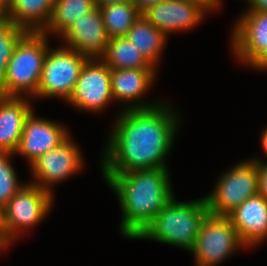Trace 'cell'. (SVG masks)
<instances>
[{"label": "cell", "instance_id": "cell-26", "mask_svg": "<svg viewBox=\"0 0 267 266\" xmlns=\"http://www.w3.org/2000/svg\"><path fill=\"white\" fill-rule=\"evenodd\" d=\"M160 1L163 0H131L141 14Z\"/></svg>", "mask_w": 267, "mask_h": 266}, {"label": "cell", "instance_id": "cell-22", "mask_svg": "<svg viewBox=\"0 0 267 266\" xmlns=\"http://www.w3.org/2000/svg\"><path fill=\"white\" fill-rule=\"evenodd\" d=\"M109 38L125 37L129 29L142 15L131 2L98 6Z\"/></svg>", "mask_w": 267, "mask_h": 266}, {"label": "cell", "instance_id": "cell-29", "mask_svg": "<svg viewBox=\"0 0 267 266\" xmlns=\"http://www.w3.org/2000/svg\"><path fill=\"white\" fill-rule=\"evenodd\" d=\"M203 6L208 12L216 10L220 6V0H190Z\"/></svg>", "mask_w": 267, "mask_h": 266}, {"label": "cell", "instance_id": "cell-6", "mask_svg": "<svg viewBox=\"0 0 267 266\" xmlns=\"http://www.w3.org/2000/svg\"><path fill=\"white\" fill-rule=\"evenodd\" d=\"M258 194L257 162H240L223 173L212 193L204 197L211 214L226 216L248 198Z\"/></svg>", "mask_w": 267, "mask_h": 266}, {"label": "cell", "instance_id": "cell-1", "mask_svg": "<svg viewBox=\"0 0 267 266\" xmlns=\"http://www.w3.org/2000/svg\"><path fill=\"white\" fill-rule=\"evenodd\" d=\"M135 103L118 115L103 154L102 174L167 167L178 116L167 103Z\"/></svg>", "mask_w": 267, "mask_h": 266}, {"label": "cell", "instance_id": "cell-23", "mask_svg": "<svg viewBox=\"0 0 267 266\" xmlns=\"http://www.w3.org/2000/svg\"><path fill=\"white\" fill-rule=\"evenodd\" d=\"M28 31L0 16V84L16 45Z\"/></svg>", "mask_w": 267, "mask_h": 266}, {"label": "cell", "instance_id": "cell-32", "mask_svg": "<svg viewBox=\"0 0 267 266\" xmlns=\"http://www.w3.org/2000/svg\"><path fill=\"white\" fill-rule=\"evenodd\" d=\"M261 144H262V147L264 149V152L267 153V128L263 131V134L261 136ZM267 163V162H265Z\"/></svg>", "mask_w": 267, "mask_h": 266}, {"label": "cell", "instance_id": "cell-21", "mask_svg": "<svg viewBox=\"0 0 267 266\" xmlns=\"http://www.w3.org/2000/svg\"><path fill=\"white\" fill-rule=\"evenodd\" d=\"M97 7L95 0H55L52 16L42 31L61 36L74 22Z\"/></svg>", "mask_w": 267, "mask_h": 266}, {"label": "cell", "instance_id": "cell-10", "mask_svg": "<svg viewBox=\"0 0 267 266\" xmlns=\"http://www.w3.org/2000/svg\"><path fill=\"white\" fill-rule=\"evenodd\" d=\"M78 146L71 141L70 136L59 146L47 151L31 165V173L36 180L31 184L39 186L52 194L51 186L69 176L76 174L83 167V159ZM76 172V173H75Z\"/></svg>", "mask_w": 267, "mask_h": 266}, {"label": "cell", "instance_id": "cell-12", "mask_svg": "<svg viewBox=\"0 0 267 266\" xmlns=\"http://www.w3.org/2000/svg\"><path fill=\"white\" fill-rule=\"evenodd\" d=\"M70 135L63 125L45 118H38L34 111L26 117L23 132L14 154H20L31 165L47 151L56 148Z\"/></svg>", "mask_w": 267, "mask_h": 266}, {"label": "cell", "instance_id": "cell-18", "mask_svg": "<svg viewBox=\"0 0 267 266\" xmlns=\"http://www.w3.org/2000/svg\"><path fill=\"white\" fill-rule=\"evenodd\" d=\"M155 76L156 68L111 69L113 100L131 103L140 100L149 90Z\"/></svg>", "mask_w": 267, "mask_h": 266}, {"label": "cell", "instance_id": "cell-25", "mask_svg": "<svg viewBox=\"0 0 267 266\" xmlns=\"http://www.w3.org/2000/svg\"><path fill=\"white\" fill-rule=\"evenodd\" d=\"M257 162V180H258V194L267 199V163L253 159Z\"/></svg>", "mask_w": 267, "mask_h": 266}, {"label": "cell", "instance_id": "cell-17", "mask_svg": "<svg viewBox=\"0 0 267 266\" xmlns=\"http://www.w3.org/2000/svg\"><path fill=\"white\" fill-rule=\"evenodd\" d=\"M55 0H8L2 17L27 31L42 32L48 25Z\"/></svg>", "mask_w": 267, "mask_h": 266}, {"label": "cell", "instance_id": "cell-31", "mask_svg": "<svg viewBox=\"0 0 267 266\" xmlns=\"http://www.w3.org/2000/svg\"><path fill=\"white\" fill-rule=\"evenodd\" d=\"M253 68L259 69V70L261 69L267 70V53Z\"/></svg>", "mask_w": 267, "mask_h": 266}, {"label": "cell", "instance_id": "cell-28", "mask_svg": "<svg viewBox=\"0 0 267 266\" xmlns=\"http://www.w3.org/2000/svg\"><path fill=\"white\" fill-rule=\"evenodd\" d=\"M249 3L247 11H263L267 12V0H246Z\"/></svg>", "mask_w": 267, "mask_h": 266}, {"label": "cell", "instance_id": "cell-8", "mask_svg": "<svg viewBox=\"0 0 267 266\" xmlns=\"http://www.w3.org/2000/svg\"><path fill=\"white\" fill-rule=\"evenodd\" d=\"M26 184L3 208L4 227L10 242L41 222L52 208L54 194L31 183Z\"/></svg>", "mask_w": 267, "mask_h": 266}, {"label": "cell", "instance_id": "cell-5", "mask_svg": "<svg viewBox=\"0 0 267 266\" xmlns=\"http://www.w3.org/2000/svg\"><path fill=\"white\" fill-rule=\"evenodd\" d=\"M88 59L87 56L66 46L56 50L49 48L35 97H62L68 101Z\"/></svg>", "mask_w": 267, "mask_h": 266}, {"label": "cell", "instance_id": "cell-19", "mask_svg": "<svg viewBox=\"0 0 267 266\" xmlns=\"http://www.w3.org/2000/svg\"><path fill=\"white\" fill-rule=\"evenodd\" d=\"M125 37L156 68L168 37L152 25L143 15L129 29Z\"/></svg>", "mask_w": 267, "mask_h": 266}, {"label": "cell", "instance_id": "cell-30", "mask_svg": "<svg viewBox=\"0 0 267 266\" xmlns=\"http://www.w3.org/2000/svg\"><path fill=\"white\" fill-rule=\"evenodd\" d=\"M131 0H95V3L98 6L117 4V3H126Z\"/></svg>", "mask_w": 267, "mask_h": 266}, {"label": "cell", "instance_id": "cell-15", "mask_svg": "<svg viewBox=\"0 0 267 266\" xmlns=\"http://www.w3.org/2000/svg\"><path fill=\"white\" fill-rule=\"evenodd\" d=\"M236 229L239 238L251 247L267 238V199L257 194L226 215Z\"/></svg>", "mask_w": 267, "mask_h": 266}, {"label": "cell", "instance_id": "cell-7", "mask_svg": "<svg viewBox=\"0 0 267 266\" xmlns=\"http://www.w3.org/2000/svg\"><path fill=\"white\" fill-rule=\"evenodd\" d=\"M240 246L246 247L228 217L209 213L190 253L196 266H216Z\"/></svg>", "mask_w": 267, "mask_h": 266}, {"label": "cell", "instance_id": "cell-11", "mask_svg": "<svg viewBox=\"0 0 267 266\" xmlns=\"http://www.w3.org/2000/svg\"><path fill=\"white\" fill-rule=\"evenodd\" d=\"M231 39L237 60L254 67L267 53V12L245 11L234 26Z\"/></svg>", "mask_w": 267, "mask_h": 266}, {"label": "cell", "instance_id": "cell-27", "mask_svg": "<svg viewBox=\"0 0 267 266\" xmlns=\"http://www.w3.org/2000/svg\"><path fill=\"white\" fill-rule=\"evenodd\" d=\"M11 242L6 235L4 222H3V209L0 207V246L5 249Z\"/></svg>", "mask_w": 267, "mask_h": 266}, {"label": "cell", "instance_id": "cell-20", "mask_svg": "<svg viewBox=\"0 0 267 266\" xmlns=\"http://www.w3.org/2000/svg\"><path fill=\"white\" fill-rule=\"evenodd\" d=\"M100 59L110 69L155 68L126 37L111 38Z\"/></svg>", "mask_w": 267, "mask_h": 266}, {"label": "cell", "instance_id": "cell-2", "mask_svg": "<svg viewBox=\"0 0 267 266\" xmlns=\"http://www.w3.org/2000/svg\"><path fill=\"white\" fill-rule=\"evenodd\" d=\"M168 167L103 174L122 210L121 233L136 239L172 199Z\"/></svg>", "mask_w": 267, "mask_h": 266}, {"label": "cell", "instance_id": "cell-16", "mask_svg": "<svg viewBox=\"0 0 267 266\" xmlns=\"http://www.w3.org/2000/svg\"><path fill=\"white\" fill-rule=\"evenodd\" d=\"M0 95V152L14 153L18 147L26 117L33 110L30 99ZM27 99V100H26Z\"/></svg>", "mask_w": 267, "mask_h": 266}, {"label": "cell", "instance_id": "cell-9", "mask_svg": "<svg viewBox=\"0 0 267 266\" xmlns=\"http://www.w3.org/2000/svg\"><path fill=\"white\" fill-rule=\"evenodd\" d=\"M110 100H113L111 69L100 58H89L68 102L80 110L99 112Z\"/></svg>", "mask_w": 267, "mask_h": 266}, {"label": "cell", "instance_id": "cell-13", "mask_svg": "<svg viewBox=\"0 0 267 266\" xmlns=\"http://www.w3.org/2000/svg\"><path fill=\"white\" fill-rule=\"evenodd\" d=\"M208 11L190 0H163L142 15L167 37L169 33L189 30L197 26Z\"/></svg>", "mask_w": 267, "mask_h": 266}, {"label": "cell", "instance_id": "cell-33", "mask_svg": "<svg viewBox=\"0 0 267 266\" xmlns=\"http://www.w3.org/2000/svg\"><path fill=\"white\" fill-rule=\"evenodd\" d=\"M8 0H0V16H3L7 7Z\"/></svg>", "mask_w": 267, "mask_h": 266}, {"label": "cell", "instance_id": "cell-14", "mask_svg": "<svg viewBox=\"0 0 267 266\" xmlns=\"http://www.w3.org/2000/svg\"><path fill=\"white\" fill-rule=\"evenodd\" d=\"M61 36L66 47L88 58H101L110 40L99 7L75 20Z\"/></svg>", "mask_w": 267, "mask_h": 266}, {"label": "cell", "instance_id": "cell-4", "mask_svg": "<svg viewBox=\"0 0 267 266\" xmlns=\"http://www.w3.org/2000/svg\"><path fill=\"white\" fill-rule=\"evenodd\" d=\"M47 35L28 31L18 42L0 84V95L28 98L37 94L46 53Z\"/></svg>", "mask_w": 267, "mask_h": 266}, {"label": "cell", "instance_id": "cell-3", "mask_svg": "<svg viewBox=\"0 0 267 266\" xmlns=\"http://www.w3.org/2000/svg\"><path fill=\"white\" fill-rule=\"evenodd\" d=\"M209 213L204 197L179 202L173 196L136 239H152L190 252Z\"/></svg>", "mask_w": 267, "mask_h": 266}, {"label": "cell", "instance_id": "cell-24", "mask_svg": "<svg viewBox=\"0 0 267 266\" xmlns=\"http://www.w3.org/2000/svg\"><path fill=\"white\" fill-rule=\"evenodd\" d=\"M14 153L0 152V207L3 209L10 199L25 185L18 183L17 174L10 163Z\"/></svg>", "mask_w": 267, "mask_h": 266}]
</instances>
